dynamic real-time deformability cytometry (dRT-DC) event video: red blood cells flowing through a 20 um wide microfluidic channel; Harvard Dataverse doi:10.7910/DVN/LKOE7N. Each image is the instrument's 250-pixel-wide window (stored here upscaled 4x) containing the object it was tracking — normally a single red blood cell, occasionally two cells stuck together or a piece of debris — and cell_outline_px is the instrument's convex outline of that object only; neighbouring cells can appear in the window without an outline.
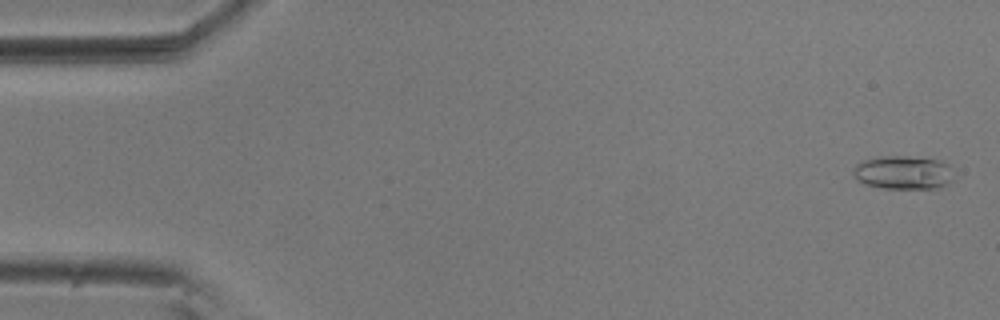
{"species": "common noctule bat (a hibernating species)", "species_latin": "Nyctalus noctula", "temperature_condition": "room temperature", "stored_images_in_passage": 55, "camera_frame_rate_fps": 3000, "um_per_image_px": 0.085, "animal": {"sex": "male", "body_mass_g": 20.5, "forearm_length_mm": 52.5}, "frame": {"image": 1, "passage_image": 2, "time_ms": 0.333, "image_size_px": [1000, 320], "cell_outline_px": [[952, 180], [948, 184], [936, 188], [884, 188], [864, 184], [856, 180], [852, 172], [852, 168], [856, 164], [864, 160], [876, 156], [908, 156], [940, 160], [948, 164]], "centroid_in_image_um": [76.71, 14.65], "position_along_channel_um": 8.3, "area_um2": 19.71}}
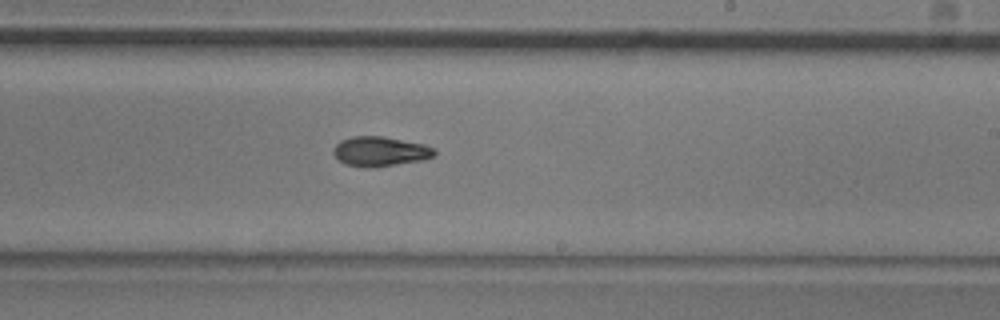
{"frame": {"image": 2, "passage_image": 33, "time_ms": 10.667, "image_size_px": [1000, 320], "cell_outline_px": [[436, 156], [424, 160], [376, 168], [368, 168], [344, 164], [332, 152], [332, 148], [340, 140], [352, 136], [384, 136], [424, 144], [436, 148]], "centroid_in_image_um": [32.34, 12.88], "position_along_channel_um": 256.7, "area_um2": 17.92}}
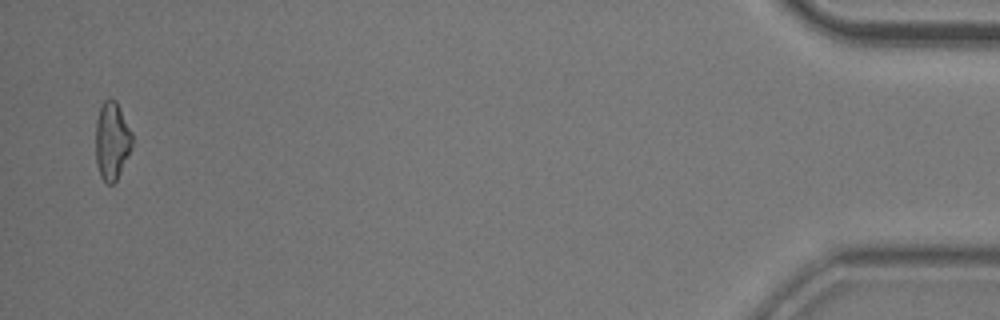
{"frame": {"image": 3, "passage_image": 54, "time_ms": 17.667, "image_size_px": [1000, 320], "cell_outline_px": [[132, 148], [116, 180], [112, 184], [108, 184], [100, 176], [96, 164], [96, 120], [100, 108], [104, 100], [108, 96], [116, 100], [132, 132]], "centroid_in_image_um": [9.51, 11.94], "position_along_channel_um": 425.7, "area_um2": 16.65}, "authors_computed_cell_mechanics": {"area_um2": 17.1088, "velocity_mm_per_s": 3.6836, "shape_relaxation_time_tau1_ms": 8.3519, "shape_relaxation_time_tau2_ms": 9.1257, "deformation_change_tau1": 0.2034, "deformation_change_tau2": 0.1678}}